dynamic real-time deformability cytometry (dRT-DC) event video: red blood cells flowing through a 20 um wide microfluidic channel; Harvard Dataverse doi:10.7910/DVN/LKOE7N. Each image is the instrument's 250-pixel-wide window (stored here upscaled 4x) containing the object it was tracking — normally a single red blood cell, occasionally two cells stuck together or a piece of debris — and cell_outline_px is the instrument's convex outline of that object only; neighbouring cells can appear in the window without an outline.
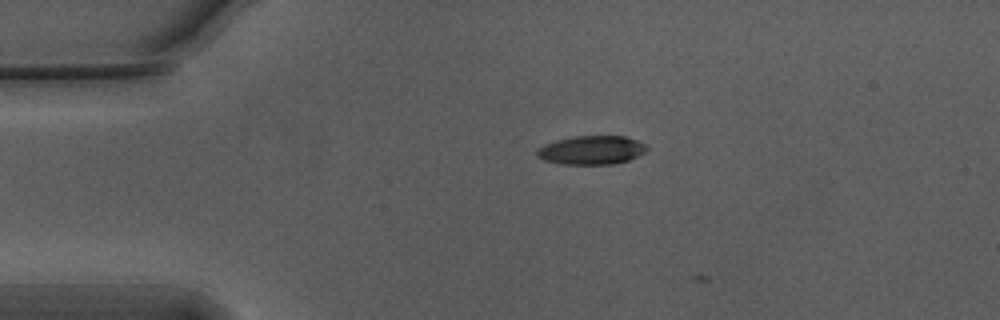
{"species": "Egyptian fruit bat (a non-hibernating species)", "species_latin": "Rousettus aegyptiacus", "temperature_condition": "warm", "stored_images_in_passage": 5, "camera_frame_rate_fps": 3000, "um_per_image_px": 0.085, "animal": {"sex": "male"}, "frame": {"image": 1, "passage_image": 4, "time_ms": 1.0, "image_size_px": [1000, 320], "cell_outline_px": [[648, 148], [644, 152], [628, 160], [612, 164], [560, 164], [544, 160], [536, 156], [536, 152], [544, 144], [556, 140], [576, 136], [624, 136], [636, 140], [644, 144]], "centroid_in_image_um": [50.25, 12.76], "position_along_channel_um": 34.8, "area_um2": 18.21}}